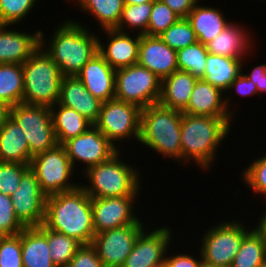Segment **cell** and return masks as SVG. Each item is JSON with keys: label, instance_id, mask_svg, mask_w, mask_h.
Masks as SVG:
<instances>
[{"label": "cell", "instance_id": "obj_1", "mask_svg": "<svg viewBox=\"0 0 266 267\" xmlns=\"http://www.w3.org/2000/svg\"><path fill=\"white\" fill-rule=\"evenodd\" d=\"M86 28L75 20H65L57 26L48 43L41 31V47L58 65L62 76H76L99 53L100 38Z\"/></svg>", "mask_w": 266, "mask_h": 267}, {"label": "cell", "instance_id": "obj_2", "mask_svg": "<svg viewBox=\"0 0 266 267\" xmlns=\"http://www.w3.org/2000/svg\"><path fill=\"white\" fill-rule=\"evenodd\" d=\"M48 229L91 244L95 236L91 197L79 185L47 196L43 223Z\"/></svg>", "mask_w": 266, "mask_h": 267}, {"label": "cell", "instance_id": "obj_3", "mask_svg": "<svg viewBox=\"0 0 266 267\" xmlns=\"http://www.w3.org/2000/svg\"><path fill=\"white\" fill-rule=\"evenodd\" d=\"M231 120L232 118L182 113V162L187 164L191 160L203 171L210 170L216 160L217 149L231 130Z\"/></svg>", "mask_w": 266, "mask_h": 267}, {"label": "cell", "instance_id": "obj_4", "mask_svg": "<svg viewBox=\"0 0 266 267\" xmlns=\"http://www.w3.org/2000/svg\"><path fill=\"white\" fill-rule=\"evenodd\" d=\"M181 120L182 111L159 103L141 109L138 143L181 164Z\"/></svg>", "mask_w": 266, "mask_h": 267}, {"label": "cell", "instance_id": "obj_5", "mask_svg": "<svg viewBox=\"0 0 266 267\" xmlns=\"http://www.w3.org/2000/svg\"><path fill=\"white\" fill-rule=\"evenodd\" d=\"M120 154L119 150L109 160L83 172L89 185H80L91 198L139 195L140 170L121 160Z\"/></svg>", "mask_w": 266, "mask_h": 267}, {"label": "cell", "instance_id": "obj_6", "mask_svg": "<svg viewBox=\"0 0 266 267\" xmlns=\"http://www.w3.org/2000/svg\"><path fill=\"white\" fill-rule=\"evenodd\" d=\"M23 103L52 107L58 103L63 76L40 46L23 64Z\"/></svg>", "mask_w": 266, "mask_h": 267}, {"label": "cell", "instance_id": "obj_7", "mask_svg": "<svg viewBox=\"0 0 266 267\" xmlns=\"http://www.w3.org/2000/svg\"><path fill=\"white\" fill-rule=\"evenodd\" d=\"M162 80L147 68L133 64L116 70L115 99L140 109L159 102Z\"/></svg>", "mask_w": 266, "mask_h": 267}, {"label": "cell", "instance_id": "obj_8", "mask_svg": "<svg viewBox=\"0 0 266 267\" xmlns=\"http://www.w3.org/2000/svg\"><path fill=\"white\" fill-rule=\"evenodd\" d=\"M10 117L25 133L31 157L58 145L50 107L22 102L10 107Z\"/></svg>", "mask_w": 266, "mask_h": 267}, {"label": "cell", "instance_id": "obj_9", "mask_svg": "<svg viewBox=\"0 0 266 267\" xmlns=\"http://www.w3.org/2000/svg\"><path fill=\"white\" fill-rule=\"evenodd\" d=\"M30 167L35 171L39 185L46 196L71 191L80 185L70 180L75 168L62 144L33 156Z\"/></svg>", "mask_w": 266, "mask_h": 267}, {"label": "cell", "instance_id": "obj_10", "mask_svg": "<svg viewBox=\"0 0 266 267\" xmlns=\"http://www.w3.org/2000/svg\"><path fill=\"white\" fill-rule=\"evenodd\" d=\"M241 221H221L204 232L200 240L204 263L211 265H231L240 249L243 238L251 231Z\"/></svg>", "mask_w": 266, "mask_h": 267}, {"label": "cell", "instance_id": "obj_11", "mask_svg": "<svg viewBox=\"0 0 266 267\" xmlns=\"http://www.w3.org/2000/svg\"><path fill=\"white\" fill-rule=\"evenodd\" d=\"M140 114L138 106L114 98L102 103L94 125L114 146L119 141H129L131 138L138 141Z\"/></svg>", "mask_w": 266, "mask_h": 267}, {"label": "cell", "instance_id": "obj_12", "mask_svg": "<svg viewBox=\"0 0 266 267\" xmlns=\"http://www.w3.org/2000/svg\"><path fill=\"white\" fill-rule=\"evenodd\" d=\"M10 198L16 217L25 227H38L44 223L47 196L31 167L23 173L18 189Z\"/></svg>", "mask_w": 266, "mask_h": 267}, {"label": "cell", "instance_id": "obj_13", "mask_svg": "<svg viewBox=\"0 0 266 267\" xmlns=\"http://www.w3.org/2000/svg\"><path fill=\"white\" fill-rule=\"evenodd\" d=\"M65 147L73 168L83 163V172L89 167L109 160L119 151L95 126H90L83 134L68 139L62 144ZM85 166V167H84Z\"/></svg>", "mask_w": 266, "mask_h": 267}, {"label": "cell", "instance_id": "obj_14", "mask_svg": "<svg viewBox=\"0 0 266 267\" xmlns=\"http://www.w3.org/2000/svg\"><path fill=\"white\" fill-rule=\"evenodd\" d=\"M144 227L143 224H129L95 234L91 244L105 267H122Z\"/></svg>", "mask_w": 266, "mask_h": 267}, {"label": "cell", "instance_id": "obj_15", "mask_svg": "<svg viewBox=\"0 0 266 267\" xmlns=\"http://www.w3.org/2000/svg\"><path fill=\"white\" fill-rule=\"evenodd\" d=\"M138 196L91 198L95 234L129 224H143L133 209Z\"/></svg>", "mask_w": 266, "mask_h": 267}, {"label": "cell", "instance_id": "obj_16", "mask_svg": "<svg viewBox=\"0 0 266 267\" xmlns=\"http://www.w3.org/2000/svg\"><path fill=\"white\" fill-rule=\"evenodd\" d=\"M147 231V232H146ZM172 231L170 227L154 228L139 234L131 253L122 267H160L164 265L167 250L171 247Z\"/></svg>", "mask_w": 266, "mask_h": 267}, {"label": "cell", "instance_id": "obj_17", "mask_svg": "<svg viewBox=\"0 0 266 267\" xmlns=\"http://www.w3.org/2000/svg\"><path fill=\"white\" fill-rule=\"evenodd\" d=\"M230 99L224 96V92L211 85L204 79H198L194 85L188 105L182 113L190 115L210 116L219 118H233ZM230 107V108H229Z\"/></svg>", "mask_w": 266, "mask_h": 267}, {"label": "cell", "instance_id": "obj_18", "mask_svg": "<svg viewBox=\"0 0 266 267\" xmlns=\"http://www.w3.org/2000/svg\"><path fill=\"white\" fill-rule=\"evenodd\" d=\"M138 64L147 68L161 80L177 68V51L159 36L140 35Z\"/></svg>", "mask_w": 266, "mask_h": 267}, {"label": "cell", "instance_id": "obj_19", "mask_svg": "<svg viewBox=\"0 0 266 267\" xmlns=\"http://www.w3.org/2000/svg\"><path fill=\"white\" fill-rule=\"evenodd\" d=\"M101 30L105 32L109 40H107V45H103L102 41H99V53L112 68L118 70L138 63L140 43L138 33L131 36L129 32L115 29Z\"/></svg>", "mask_w": 266, "mask_h": 267}, {"label": "cell", "instance_id": "obj_20", "mask_svg": "<svg viewBox=\"0 0 266 267\" xmlns=\"http://www.w3.org/2000/svg\"><path fill=\"white\" fill-rule=\"evenodd\" d=\"M9 27L0 25V64H23L41 46V30L28 34Z\"/></svg>", "mask_w": 266, "mask_h": 267}, {"label": "cell", "instance_id": "obj_21", "mask_svg": "<svg viewBox=\"0 0 266 267\" xmlns=\"http://www.w3.org/2000/svg\"><path fill=\"white\" fill-rule=\"evenodd\" d=\"M115 73L116 70L98 53L87 62L76 77L95 98L106 102L115 98Z\"/></svg>", "mask_w": 266, "mask_h": 267}, {"label": "cell", "instance_id": "obj_22", "mask_svg": "<svg viewBox=\"0 0 266 267\" xmlns=\"http://www.w3.org/2000/svg\"><path fill=\"white\" fill-rule=\"evenodd\" d=\"M58 103L74 109L94 125L103 102L88 92L76 76H63Z\"/></svg>", "mask_w": 266, "mask_h": 267}, {"label": "cell", "instance_id": "obj_23", "mask_svg": "<svg viewBox=\"0 0 266 267\" xmlns=\"http://www.w3.org/2000/svg\"><path fill=\"white\" fill-rule=\"evenodd\" d=\"M249 33L245 25L240 26L238 23L235 24L232 22L212 39L211 42L206 44L208 53L244 59L247 55H251L250 53H252V49H254L253 43L255 44V41L251 38L253 35H251V33L249 35Z\"/></svg>", "mask_w": 266, "mask_h": 267}, {"label": "cell", "instance_id": "obj_24", "mask_svg": "<svg viewBox=\"0 0 266 267\" xmlns=\"http://www.w3.org/2000/svg\"><path fill=\"white\" fill-rule=\"evenodd\" d=\"M23 267H56L50 257L47 227H25L21 231Z\"/></svg>", "mask_w": 266, "mask_h": 267}, {"label": "cell", "instance_id": "obj_25", "mask_svg": "<svg viewBox=\"0 0 266 267\" xmlns=\"http://www.w3.org/2000/svg\"><path fill=\"white\" fill-rule=\"evenodd\" d=\"M29 145L25 133L10 116L0 126V162L30 165Z\"/></svg>", "mask_w": 266, "mask_h": 267}, {"label": "cell", "instance_id": "obj_26", "mask_svg": "<svg viewBox=\"0 0 266 267\" xmlns=\"http://www.w3.org/2000/svg\"><path fill=\"white\" fill-rule=\"evenodd\" d=\"M198 78L189 72L176 70L162 79L159 104L182 111L189 102Z\"/></svg>", "mask_w": 266, "mask_h": 267}, {"label": "cell", "instance_id": "obj_27", "mask_svg": "<svg viewBox=\"0 0 266 267\" xmlns=\"http://www.w3.org/2000/svg\"><path fill=\"white\" fill-rule=\"evenodd\" d=\"M208 6H201L198 2L187 16L198 42L203 45L211 42L231 23L218 8Z\"/></svg>", "mask_w": 266, "mask_h": 267}, {"label": "cell", "instance_id": "obj_28", "mask_svg": "<svg viewBox=\"0 0 266 267\" xmlns=\"http://www.w3.org/2000/svg\"><path fill=\"white\" fill-rule=\"evenodd\" d=\"M242 60L241 58H231L208 53L205 73L201 79L221 89L226 95L231 83L243 72L242 62L246 59L244 58Z\"/></svg>", "mask_w": 266, "mask_h": 267}, {"label": "cell", "instance_id": "obj_29", "mask_svg": "<svg viewBox=\"0 0 266 267\" xmlns=\"http://www.w3.org/2000/svg\"><path fill=\"white\" fill-rule=\"evenodd\" d=\"M58 144L83 134L92 124L72 108L59 103L50 107Z\"/></svg>", "mask_w": 266, "mask_h": 267}, {"label": "cell", "instance_id": "obj_30", "mask_svg": "<svg viewBox=\"0 0 266 267\" xmlns=\"http://www.w3.org/2000/svg\"><path fill=\"white\" fill-rule=\"evenodd\" d=\"M75 4L98 20L103 30L118 26L125 5L124 0H77Z\"/></svg>", "mask_w": 266, "mask_h": 267}, {"label": "cell", "instance_id": "obj_31", "mask_svg": "<svg viewBox=\"0 0 266 267\" xmlns=\"http://www.w3.org/2000/svg\"><path fill=\"white\" fill-rule=\"evenodd\" d=\"M22 64H0V101L10 107L23 102Z\"/></svg>", "mask_w": 266, "mask_h": 267}, {"label": "cell", "instance_id": "obj_32", "mask_svg": "<svg viewBox=\"0 0 266 267\" xmlns=\"http://www.w3.org/2000/svg\"><path fill=\"white\" fill-rule=\"evenodd\" d=\"M266 259V241L251 228L243 238L232 267H260Z\"/></svg>", "mask_w": 266, "mask_h": 267}, {"label": "cell", "instance_id": "obj_33", "mask_svg": "<svg viewBox=\"0 0 266 267\" xmlns=\"http://www.w3.org/2000/svg\"><path fill=\"white\" fill-rule=\"evenodd\" d=\"M208 50L206 45L196 42L177 51V68L201 79L204 76Z\"/></svg>", "mask_w": 266, "mask_h": 267}, {"label": "cell", "instance_id": "obj_34", "mask_svg": "<svg viewBox=\"0 0 266 267\" xmlns=\"http://www.w3.org/2000/svg\"><path fill=\"white\" fill-rule=\"evenodd\" d=\"M47 241L51 260L56 267H67L77 249L82 245L75 238L47 228Z\"/></svg>", "mask_w": 266, "mask_h": 267}, {"label": "cell", "instance_id": "obj_35", "mask_svg": "<svg viewBox=\"0 0 266 267\" xmlns=\"http://www.w3.org/2000/svg\"><path fill=\"white\" fill-rule=\"evenodd\" d=\"M151 11L152 2L137 5L125 4L120 21L115 30L127 33L125 28L129 27L132 31L134 29L135 31L137 30L139 35H145Z\"/></svg>", "mask_w": 266, "mask_h": 267}, {"label": "cell", "instance_id": "obj_36", "mask_svg": "<svg viewBox=\"0 0 266 267\" xmlns=\"http://www.w3.org/2000/svg\"><path fill=\"white\" fill-rule=\"evenodd\" d=\"M159 37L172 49L178 51L196 43L197 37L187 18H180Z\"/></svg>", "mask_w": 266, "mask_h": 267}, {"label": "cell", "instance_id": "obj_37", "mask_svg": "<svg viewBox=\"0 0 266 267\" xmlns=\"http://www.w3.org/2000/svg\"><path fill=\"white\" fill-rule=\"evenodd\" d=\"M179 19L180 17L162 0H154L152 2V11L145 35L159 36Z\"/></svg>", "mask_w": 266, "mask_h": 267}, {"label": "cell", "instance_id": "obj_38", "mask_svg": "<svg viewBox=\"0 0 266 267\" xmlns=\"http://www.w3.org/2000/svg\"><path fill=\"white\" fill-rule=\"evenodd\" d=\"M38 0H0V25H18Z\"/></svg>", "mask_w": 266, "mask_h": 267}, {"label": "cell", "instance_id": "obj_39", "mask_svg": "<svg viewBox=\"0 0 266 267\" xmlns=\"http://www.w3.org/2000/svg\"><path fill=\"white\" fill-rule=\"evenodd\" d=\"M242 179L252 191L266 197V154L253 160L243 169Z\"/></svg>", "mask_w": 266, "mask_h": 267}, {"label": "cell", "instance_id": "obj_40", "mask_svg": "<svg viewBox=\"0 0 266 267\" xmlns=\"http://www.w3.org/2000/svg\"><path fill=\"white\" fill-rule=\"evenodd\" d=\"M0 267H23L21 232L13 236H0Z\"/></svg>", "mask_w": 266, "mask_h": 267}, {"label": "cell", "instance_id": "obj_41", "mask_svg": "<svg viewBox=\"0 0 266 267\" xmlns=\"http://www.w3.org/2000/svg\"><path fill=\"white\" fill-rule=\"evenodd\" d=\"M29 167L27 164L0 162V193L10 197L18 189L22 175Z\"/></svg>", "mask_w": 266, "mask_h": 267}, {"label": "cell", "instance_id": "obj_42", "mask_svg": "<svg viewBox=\"0 0 266 267\" xmlns=\"http://www.w3.org/2000/svg\"><path fill=\"white\" fill-rule=\"evenodd\" d=\"M24 228L16 217L11 198L0 193V236L17 235Z\"/></svg>", "mask_w": 266, "mask_h": 267}, {"label": "cell", "instance_id": "obj_43", "mask_svg": "<svg viewBox=\"0 0 266 267\" xmlns=\"http://www.w3.org/2000/svg\"><path fill=\"white\" fill-rule=\"evenodd\" d=\"M67 267H105L92 244H82Z\"/></svg>", "mask_w": 266, "mask_h": 267}, {"label": "cell", "instance_id": "obj_44", "mask_svg": "<svg viewBox=\"0 0 266 267\" xmlns=\"http://www.w3.org/2000/svg\"><path fill=\"white\" fill-rule=\"evenodd\" d=\"M166 254L164 266L165 267H202L203 259L201 253H199L200 258L192 257L189 254H175L167 256Z\"/></svg>", "mask_w": 266, "mask_h": 267}, {"label": "cell", "instance_id": "obj_45", "mask_svg": "<svg viewBox=\"0 0 266 267\" xmlns=\"http://www.w3.org/2000/svg\"><path fill=\"white\" fill-rule=\"evenodd\" d=\"M242 97L257 95V87L251 82L243 72H241L231 83L227 91L234 90Z\"/></svg>", "mask_w": 266, "mask_h": 267}, {"label": "cell", "instance_id": "obj_46", "mask_svg": "<svg viewBox=\"0 0 266 267\" xmlns=\"http://www.w3.org/2000/svg\"><path fill=\"white\" fill-rule=\"evenodd\" d=\"M180 18H187L190 11L201 0H162Z\"/></svg>", "mask_w": 266, "mask_h": 267}, {"label": "cell", "instance_id": "obj_47", "mask_svg": "<svg viewBox=\"0 0 266 267\" xmlns=\"http://www.w3.org/2000/svg\"><path fill=\"white\" fill-rule=\"evenodd\" d=\"M257 87V93L266 92V64L255 66L251 73L244 74Z\"/></svg>", "mask_w": 266, "mask_h": 267}, {"label": "cell", "instance_id": "obj_48", "mask_svg": "<svg viewBox=\"0 0 266 267\" xmlns=\"http://www.w3.org/2000/svg\"><path fill=\"white\" fill-rule=\"evenodd\" d=\"M254 229L266 241V210L260 216L259 222H257V226Z\"/></svg>", "mask_w": 266, "mask_h": 267}, {"label": "cell", "instance_id": "obj_49", "mask_svg": "<svg viewBox=\"0 0 266 267\" xmlns=\"http://www.w3.org/2000/svg\"><path fill=\"white\" fill-rule=\"evenodd\" d=\"M10 116V106L3 101H0V126Z\"/></svg>", "mask_w": 266, "mask_h": 267}, {"label": "cell", "instance_id": "obj_50", "mask_svg": "<svg viewBox=\"0 0 266 267\" xmlns=\"http://www.w3.org/2000/svg\"><path fill=\"white\" fill-rule=\"evenodd\" d=\"M153 1L154 0H124V3L129 4V5H137V4L149 3Z\"/></svg>", "mask_w": 266, "mask_h": 267}, {"label": "cell", "instance_id": "obj_51", "mask_svg": "<svg viewBox=\"0 0 266 267\" xmlns=\"http://www.w3.org/2000/svg\"><path fill=\"white\" fill-rule=\"evenodd\" d=\"M202 267H232L231 265H211L203 262Z\"/></svg>", "mask_w": 266, "mask_h": 267}, {"label": "cell", "instance_id": "obj_52", "mask_svg": "<svg viewBox=\"0 0 266 267\" xmlns=\"http://www.w3.org/2000/svg\"><path fill=\"white\" fill-rule=\"evenodd\" d=\"M260 267H266V259H265V261L262 263V265Z\"/></svg>", "mask_w": 266, "mask_h": 267}]
</instances>
